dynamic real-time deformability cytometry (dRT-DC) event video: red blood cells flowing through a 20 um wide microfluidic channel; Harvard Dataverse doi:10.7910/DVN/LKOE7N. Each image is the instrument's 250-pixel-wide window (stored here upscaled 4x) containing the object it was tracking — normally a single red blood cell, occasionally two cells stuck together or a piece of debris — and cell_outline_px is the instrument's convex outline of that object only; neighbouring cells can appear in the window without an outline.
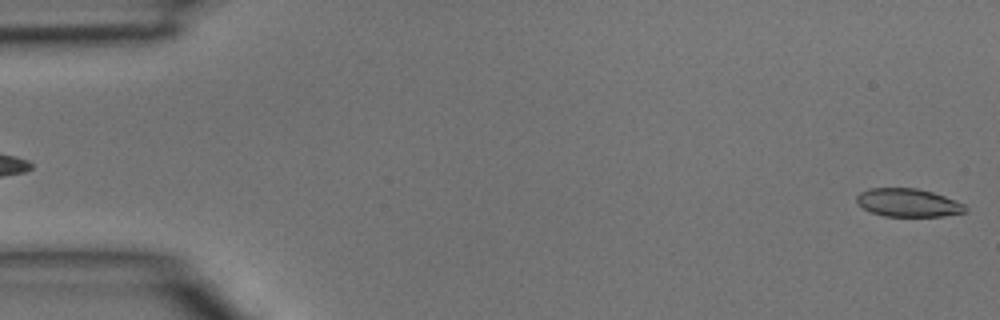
{"species": "common noctule bat (a hibernating species)", "species_latin": "Nyctalus noctula", "temperature_condition": "room temperature", "stored_images_in_passage": 4, "segment_of_instrument_passage": [2, 2], "camera_frame_rate_fps": 3000, "um_per_image_px": 0.085, "animal": {"sex": "male", "body_mass_g": 15.6}, "frame": {"image": 1, "passage_image": 4, "time_ms": 1.0, "image_size_px": [1000, 320], "cell_outline_px": [[968, 212], [944, 216], [884, 216], [872, 212], [864, 208], [856, 200], [856, 196], [860, 192], [868, 188], [916, 188], [932, 192], [944, 196], [964, 204], [968, 208]], "centroid_in_image_um": [77.22, 17.23], "position_along_channel_um": 7.8, "area_um2": 17.8}}